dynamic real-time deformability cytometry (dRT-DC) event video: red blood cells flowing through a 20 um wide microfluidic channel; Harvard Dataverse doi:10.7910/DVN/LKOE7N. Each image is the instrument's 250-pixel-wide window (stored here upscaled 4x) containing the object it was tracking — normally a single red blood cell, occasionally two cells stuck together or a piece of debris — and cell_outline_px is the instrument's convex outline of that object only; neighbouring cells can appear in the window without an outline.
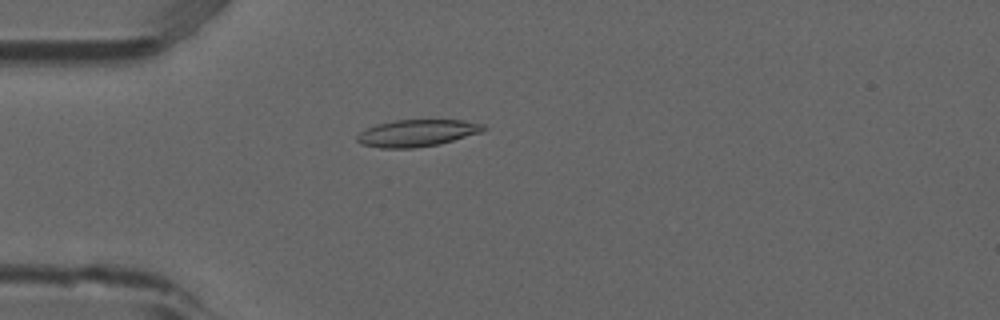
{"species": "common noctule bat (a hibernating species)", "species_latin": "Nyctalus noctula", "temperature_condition": "room temperature", "stored_images_in_passage": 5, "camera_frame_rate_fps": 3000, "um_per_image_px": 0.085, "animal": {"sex": "male", "forearm_length_mm": 52.5}, "frame": {"image": 1, "passage_image": 4, "time_ms": 1.0, "image_size_px": [1000, 320], "cell_outline_px": [[488, 128], [484, 132], [440, 144], [412, 148], [380, 148], [360, 144], [356, 140], [356, 136], [360, 132], [376, 124], [396, 120], [464, 120], [484, 124]], "centroid_in_image_um": [35.49, 11.31], "position_along_channel_um": 49.5, "area_um2": 20.06}}